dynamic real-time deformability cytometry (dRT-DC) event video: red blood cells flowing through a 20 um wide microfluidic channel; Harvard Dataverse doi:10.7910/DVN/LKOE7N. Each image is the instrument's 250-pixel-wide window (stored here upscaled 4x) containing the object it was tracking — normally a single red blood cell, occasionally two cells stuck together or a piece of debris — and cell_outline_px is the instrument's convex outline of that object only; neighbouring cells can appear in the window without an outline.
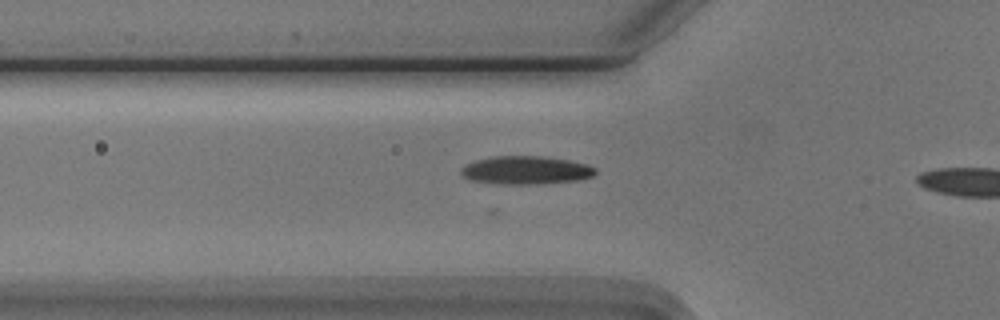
{"species": "Egyptian fruit bat (a non-hibernating species)", "species_latin": "Rousettus aegyptiacus", "temperature_condition": "cold", "stored_images_in_passage": 15, "camera_frame_rate_fps": 3000, "um_per_image_px": 0.085, "animal": {"sex": "male"}, "frame": {"image": 1, "passage_image": 13, "time_ms": 4.0, "image_size_px": [1000, 320], "cell_outline_px": [[596, 172], [592, 176], [580, 180], [528, 184], [500, 184], [472, 180], [464, 176], [460, 172], [460, 168], [464, 164], [476, 160], [492, 156], [540, 156], [568, 160], [588, 164], [596, 168]], "centroid_in_image_um": [44.69, 14.46], "position_along_channel_um": 81.1, "area_um2": 22.02}}